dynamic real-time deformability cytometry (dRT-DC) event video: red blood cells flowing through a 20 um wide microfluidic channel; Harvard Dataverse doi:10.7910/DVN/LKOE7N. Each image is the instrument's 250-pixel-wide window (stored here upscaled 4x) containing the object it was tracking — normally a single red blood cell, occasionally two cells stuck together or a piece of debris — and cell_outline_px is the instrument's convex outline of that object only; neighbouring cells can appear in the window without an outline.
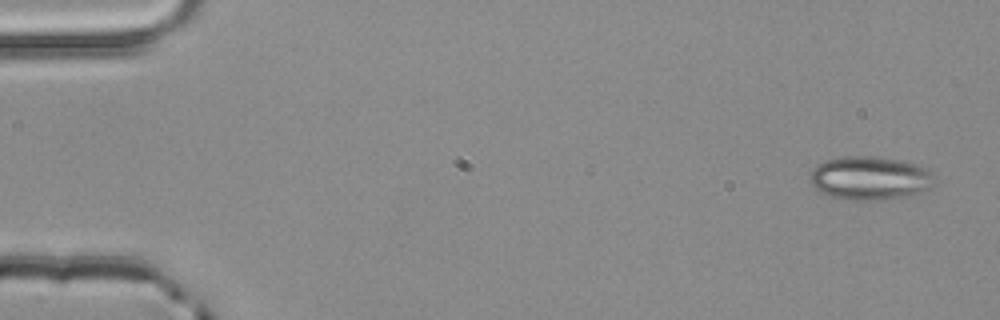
{"species": "common noctule bat (a hibernating species)", "species_latin": "Nyctalus noctula", "temperature_condition": "room temperature", "stored_images_in_passage": 4, "camera_frame_rate_fps": 3000, "um_per_image_px": 0.085, "animal": {"sex": "male", "body_mass_g": 20.4}, "frame": {"image": 1, "passage_image": 1, "time_ms": 0.0, "image_size_px": [1000, 320], "cell_outline_px": [[936, 180], [928, 188], [908, 196], [884, 200], [852, 200], [828, 196], [820, 192], [808, 180], [812, 172], [820, 164], [828, 160], [844, 156], [872, 156], [896, 160], [916, 164], [928, 168], [932, 172]], "centroid_in_image_um": [73.96, 15.15], "position_along_channel_um": 11.0, "area_um2": 31.44}}